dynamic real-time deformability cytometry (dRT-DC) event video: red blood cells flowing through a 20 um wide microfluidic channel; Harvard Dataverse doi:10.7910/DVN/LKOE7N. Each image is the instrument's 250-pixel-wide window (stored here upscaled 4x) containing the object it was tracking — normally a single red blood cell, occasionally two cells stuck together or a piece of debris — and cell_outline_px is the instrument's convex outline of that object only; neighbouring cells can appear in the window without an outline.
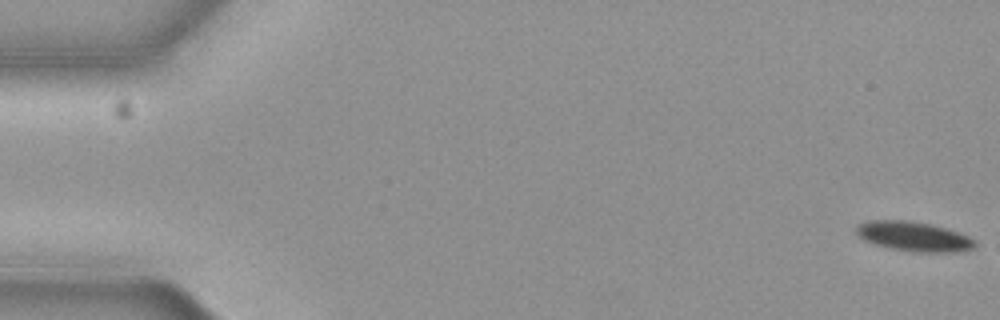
{"species": "common noctule bat (a hibernating species)", "species_latin": "Nyctalus noctula", "temperature_condition": "cold", "stored_images_in_passage": 9, "camera_frame_rate_fps": 3000, "um_per_image_px": 0.085, "animal": {"sex": "female", "body_mass_g": 19.3, "forearm_length_mm": 54.1}, "frame": {"image": 1, "passage_image": 1, "time_ms": 0.0, "image_size_px": [1000, 320], "cell_outline_px": [[976, 244], [972, 248], [952, 252], [912, 252], [892, 248], [876, 244], [864, 240], [856, 232], [856, 224], [868, 220], [908, 220], [928, 224], [944, 228], [968, 236], [976, 240]], "centroid_in_image_um": [77.63, 20.09], "position_along_channel_um": 7.4, "area_um2": 20.23}}